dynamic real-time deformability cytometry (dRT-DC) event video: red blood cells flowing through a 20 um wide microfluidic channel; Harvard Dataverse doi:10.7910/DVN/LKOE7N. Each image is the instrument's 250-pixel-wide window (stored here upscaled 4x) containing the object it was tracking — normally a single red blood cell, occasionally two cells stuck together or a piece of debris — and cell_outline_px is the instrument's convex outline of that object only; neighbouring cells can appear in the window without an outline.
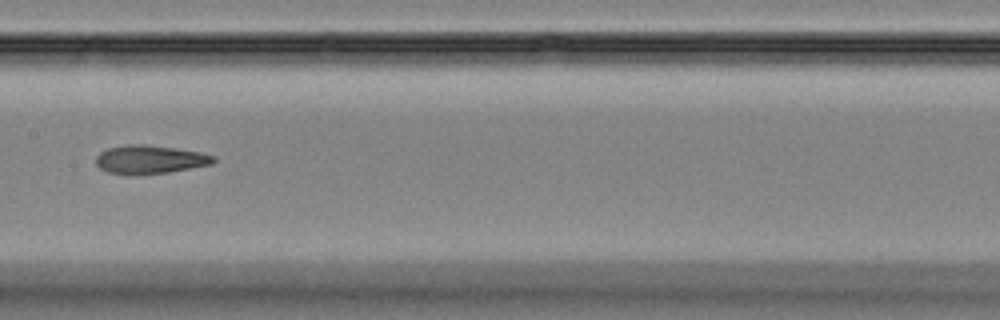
{"species": "Egyptian fruit bat (a non-hibernating species)", "species_latin": "Rousettus aegyptiacus", "temperature_condition": "room temperature", "stored_images_in_passage": 9, "segment_of_instrument_passage": [1, 2], "camera_frame_rate_fps": 3000, "um_per_image_px": 0.085, "animal": {"sex": "female"}, "frame": {"image": 1, "passage_image": 8, "time_ms": 8.0, "image_size_px": [1000, 320], "cell_outline_px": [[216, 160], [212, 164], [168, 172], [136, 176], [128, 176], [108, 172], [100, 168], [96, 164], [96, 156], [100, 152], [108, 148], [128, 144], [144, 144], [200, 152], [216, 156]], "centroid_in_image_um": [12.71, 13.57], "position_along_channel_um": 194.7, "area_um2": 19.71}}